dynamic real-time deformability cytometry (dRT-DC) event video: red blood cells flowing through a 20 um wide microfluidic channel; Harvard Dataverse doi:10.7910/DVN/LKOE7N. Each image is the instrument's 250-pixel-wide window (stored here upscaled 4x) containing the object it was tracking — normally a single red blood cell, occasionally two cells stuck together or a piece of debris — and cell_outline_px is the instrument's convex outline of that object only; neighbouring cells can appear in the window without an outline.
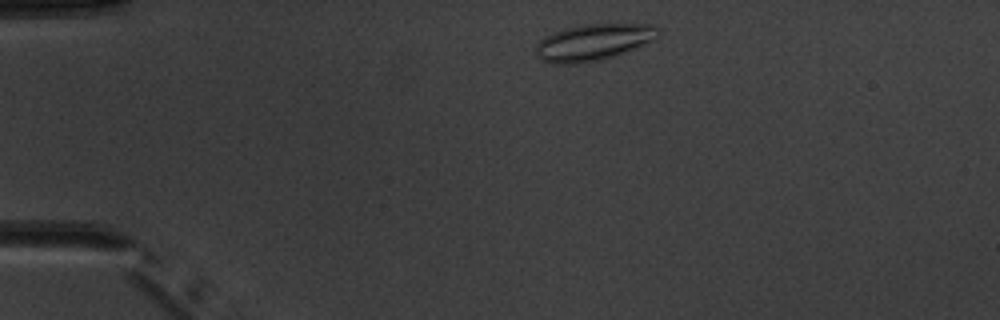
{"species": "common noctule bat (a hibernating species)", "species_latin": "Nyctalus noctula", "temperature_condition": "warm", "stored_images_in_passage": 2, "camera_frame_rate_fps": 3000, "um_per_image_px": 0.085, "animal": {"sex": "male", "body_mass_g": 20.1, "forearm_length_mm": 53.5}, "frame": {"image": 1, "passage_image": 1, "time_ms": 0.0, "image_size_px": [1000, 320], "cell_outline_px": [[660, 32], [656, 40], [612, 56], [600, 60], [576, 64], [556, 64], [540, 60], [536, 56], [536, 44], [544, 36], [568, 28], [584, 24], [652, 24], [660, 28]], "centroid_in_image_um": [50.45, 3.59], "position_along_channel_um": 34.6, "area_um2": 26.01}}